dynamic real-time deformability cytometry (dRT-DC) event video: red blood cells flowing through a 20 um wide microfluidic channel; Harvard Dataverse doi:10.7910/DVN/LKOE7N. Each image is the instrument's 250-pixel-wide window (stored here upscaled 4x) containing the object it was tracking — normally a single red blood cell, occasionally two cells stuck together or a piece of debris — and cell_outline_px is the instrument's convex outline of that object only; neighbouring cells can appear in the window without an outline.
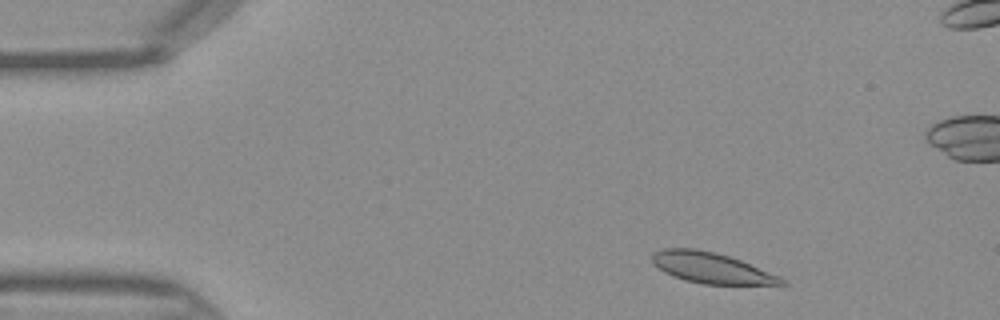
{"species": "Egyptian fruit bat (a non-hibernating species)", "species_latin": "Rousettus aegyptiacus", "temperature_condition": "warm", "stored_images_in_passage": 43, "camera_frame_rate_fps": 3000, "um_per_image_px": 0.085, "frame": {"image": 1, "passage_image": 3, "time_ms": 0.667, "image_size_px": [1000, 320], "cell_outline_px": [[788, 284], [704, 284], [684, 280], [664, 272], [652, 264], [652, 252], [664, 248], [696, 248], [716, 252], [740, 260], [780, 276], [788, 280]], "centroid_in_image_um": [60.44, 22.76], "position_along_channel_um": 24.6, "area_um2": 23.18}}
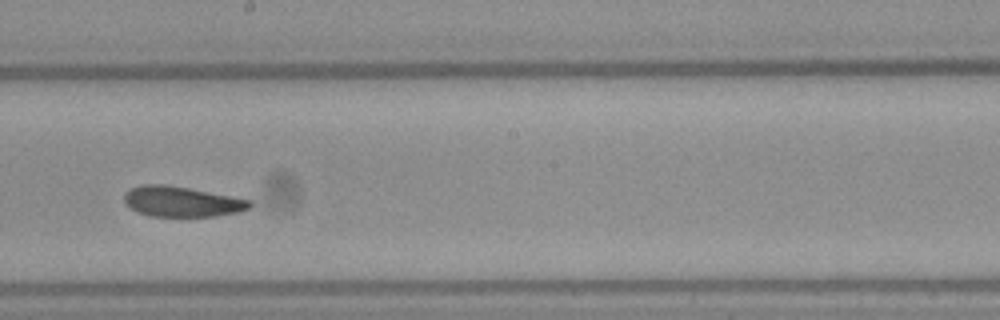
{"frame": {"image": 2, "passage_image": 22, "time_ms": 7.0, "image_size_px": [1000, 320], "cell_outline_px": [[252, 204], [248, 208], [240, 212], [216, 216], [152, 216], [136, 212], [124, 200], [124, 192], [132, 188], [144, 184], [160, 184], [188, 188], [252, 200]], "centroid_in_image_um": [15.46, 17.14], "position_along_channel_um": 232.7, "area_um2": 21.96}}
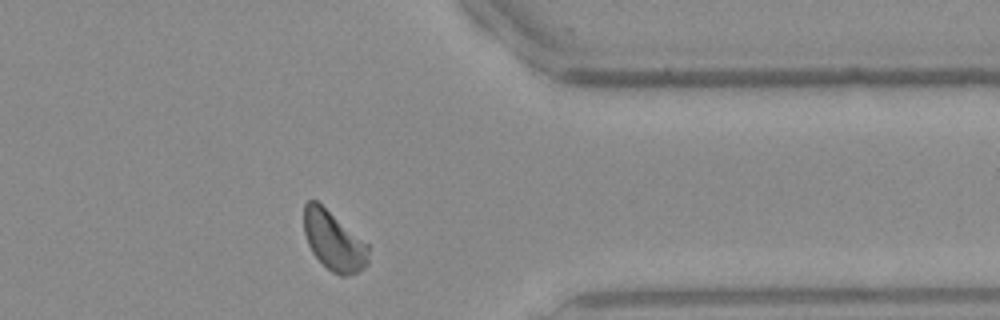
{"frame": {"image": 3, "passage_image": 33, "time_ms": 10.667, "image_size_px": [1000, 320], "cell_outline_px": [[368, 264], [364, 268], [356, 272], [344, 276], [340, 276], [332, 272], [312, 252], [308, 244], [304, 232], [304, 204], [308, 200], [316, 200], [368, 244]], "centroid_in_image_um": [28.36, 20.47], "position_along_channel_um": 383.0, "area_um2": 21.96}}